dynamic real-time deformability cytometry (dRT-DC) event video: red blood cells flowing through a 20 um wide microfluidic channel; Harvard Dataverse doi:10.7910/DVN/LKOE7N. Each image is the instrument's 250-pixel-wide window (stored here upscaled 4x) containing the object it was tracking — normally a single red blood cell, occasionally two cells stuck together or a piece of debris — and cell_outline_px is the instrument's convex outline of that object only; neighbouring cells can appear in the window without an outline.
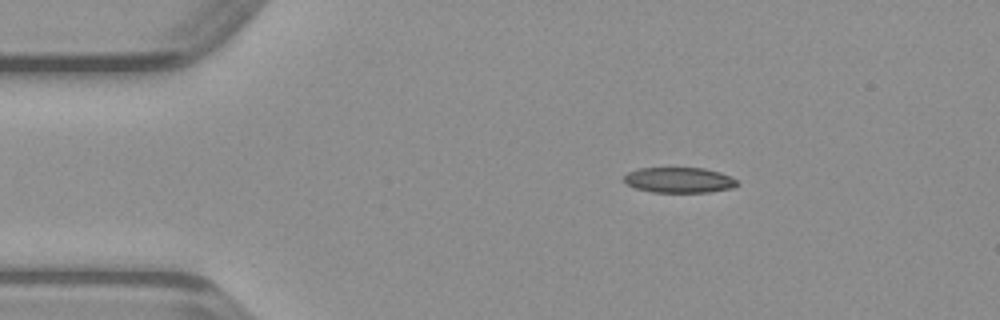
{"species": "common noctule bat (a hibernating species)", "species_latin": "Nyctalus noctula", "temperature_condition": "warm", "stored_images_in_passage": 8, "camera_frame_rate_fps": 3000, "um_per_image_px": 0.085, "animal": {"sex": "male", "body_mass_g": 23.1, "forearm_length_mm": 52.7}, "frame": {"image": 1, "passage_image": 2, "time_ms": 0.333, "image_size_px": [1000, 320], "cell_outline_px": [[740, 184], [732, 188], [708, 192], [652, 192], [636, 188], [628, 184], [624, 180], [624, 176], [628, 172], [640, 168], [704, 168], [720, 172], [736, 180]], "centroid_in_image_um": [57.74, 15.3], "position_along_channel_um": 27.3, "area_um2": 16.65}}